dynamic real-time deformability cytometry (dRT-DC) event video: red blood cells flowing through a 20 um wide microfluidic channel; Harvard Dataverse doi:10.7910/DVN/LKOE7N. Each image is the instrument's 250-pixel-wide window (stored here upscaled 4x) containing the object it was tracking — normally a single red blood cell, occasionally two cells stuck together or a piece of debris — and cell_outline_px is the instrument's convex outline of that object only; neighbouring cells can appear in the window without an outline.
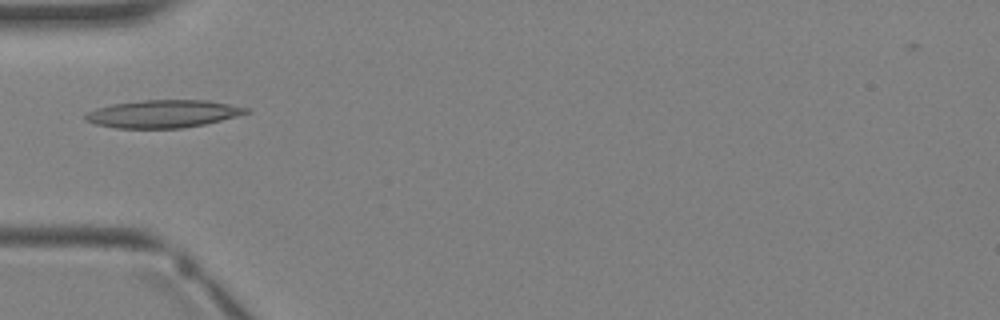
{"species": "Egyptian fruit bat (a non-hibernating species)", "species_latin": "Rousettus aegyptiacus", "temperature_condition": "warm", "stored_images_in_passage": 3, "camera_frame_rate_fps": 3000, "um_per_image_px": 0.085, "animal": {"sex": "female"}, "frame": {"image": 1, "passage_image": 3, "time_ms": 2.667, "image_size_px": [1000, 320], "cell_outline_px": [[252, 112], [204, 124], [180, 128], [116, 128], [96, 124], [84, 120], [84, 116], [88, 112], [96, 108], [112, 104], [140, 100], [208, 100], [252, 108]], "centroid_in_image_um": [13.88, 9.66], "position_along_channel_um": 71.1, "area_um2": 26.01}}